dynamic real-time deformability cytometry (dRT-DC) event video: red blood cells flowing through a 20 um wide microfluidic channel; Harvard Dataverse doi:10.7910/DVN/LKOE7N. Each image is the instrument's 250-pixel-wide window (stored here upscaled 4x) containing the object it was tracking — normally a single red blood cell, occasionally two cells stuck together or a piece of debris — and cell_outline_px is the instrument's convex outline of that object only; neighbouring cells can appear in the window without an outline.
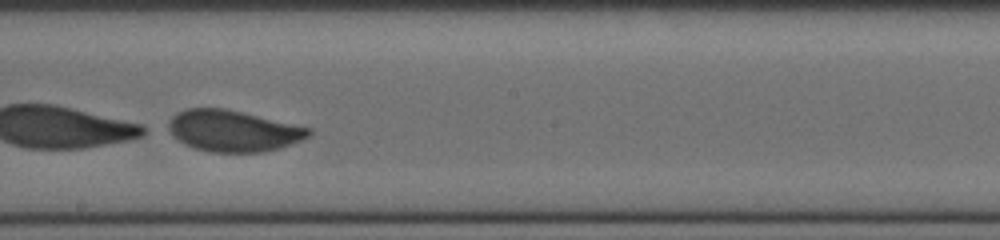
{"species": "human", "species_latin": "Homo sapiens", "temperature_condition": "cold", "stored_images_in_passage": 35, "camera_frame_rate_fps": 3000, "um_per_image_px": 0.085, "donor": {"sex": "female"}, "frame": {"image": 1, "passage_image": 19, "time_ms": 6.0, "image_size_px": [1000, 240], "cell_outline_px": [[312, 132], [308, 136], [300, 140], [280, 148], [264, 152], [208, 152], [184, 144], [172, 136], [164, 128], [168, 120], [176, 112], [188, 108], [224, 108], [312, 128]], "centroid_in_image_um": [19.74, 11.12], "position_along_channel_um": 228.5, "area_um2": 33.99}}